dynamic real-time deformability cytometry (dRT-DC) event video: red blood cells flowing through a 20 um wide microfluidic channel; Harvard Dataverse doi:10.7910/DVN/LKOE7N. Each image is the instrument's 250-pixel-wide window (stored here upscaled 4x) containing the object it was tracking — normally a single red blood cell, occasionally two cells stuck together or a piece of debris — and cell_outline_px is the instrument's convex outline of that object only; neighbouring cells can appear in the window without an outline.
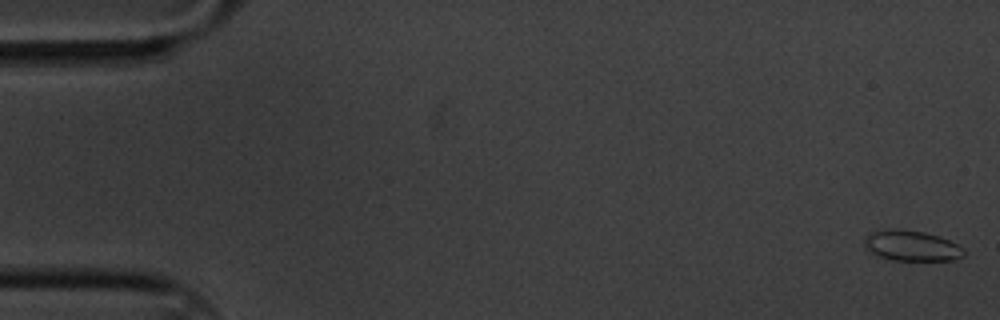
{"species": "common noctule bat (a hibernating species)", "species_latin": "Nyctalus noctula", "temperature_condition": "cold", "stored_images_in_passage": 60, "camera_frame_rate_fps": 3000, "um_per_image_px": 0.085, "animal": {"sex": "male", "body_mass_g": 20.1, "forearm_length_mm": 53.5}, "frame": {"image": 1, "passage_image": 1, "time_ms": 0.0, "image_size_px": [1000, 320], "cell_outline_px": [[964, 256], [952, 260], [892, 260], [872, 256], [864, 248], [864, 236], [868, 232], [888, 228], [900, 228], [924, 232], [940, 236], [964, 248]], "centroid_in_image_um": [77.38, 20.88], "position_along_channel_um": 7.6, "area_um2": 18.26}}
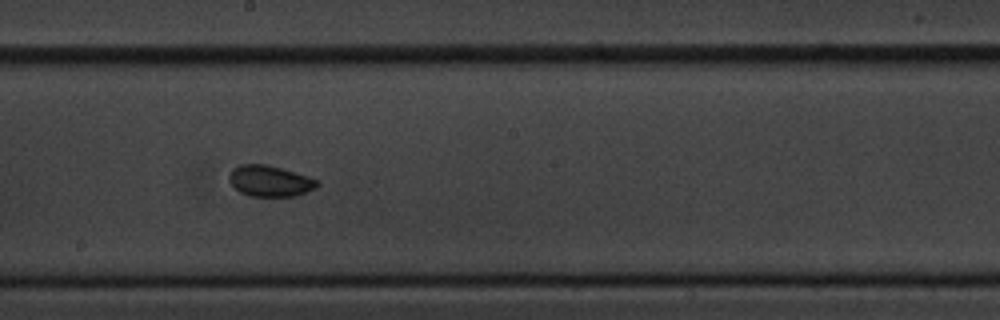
{"frame": {"image": 2, "passage_image": 33, "time_ms": 10.667, "image_size_px": [1000, 320], "cell_outline_px": [[320, 184], [316, 188], [296, 196], [248, 196], [240, 192], [228, 180], [228, 176], [232, 168], [240, 164], [264, 164], [280, 168], [308, 176], [320, 180]], "centroid_in_image_um": [22.95, 15.38], "position_along_channel_um": 225.3, "area_um2": 16.01}}
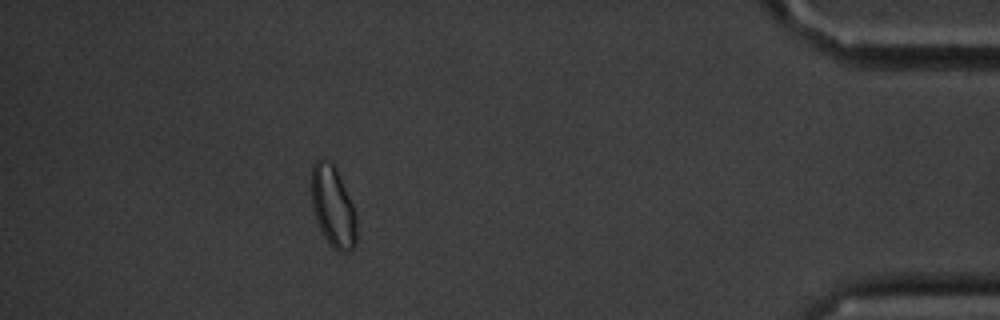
{"frame": {"image": 3, "passage_image": 54, "time_ms": 17.667, "image_size_px": [1000, 320], "cell_outline_px": [[356, 244], [348, 252], [336, 252], [332, 248], [324, 236], [316, 220], [312, 208], [312, 164], [316, 160], [324, 160], [332, 164], [336, 168], [352, 204], [356, 216]], "centroid_in_image_um": [28.3, 17.62], "position_along_channel_um": 406.9, "area_um2": 21.1}, "authors_computed_cell_mechanics": {"area_um2": 16.3285, "velocity_mm_per_s": 3.3164, "shape_relaxation_time_tau1_ms": 2.25, "shape_relaxation_time_tau2_ms": 2.5828, "deformation_change_tau1": 0.0435, "deformation_change_tau2": 0.0401}}